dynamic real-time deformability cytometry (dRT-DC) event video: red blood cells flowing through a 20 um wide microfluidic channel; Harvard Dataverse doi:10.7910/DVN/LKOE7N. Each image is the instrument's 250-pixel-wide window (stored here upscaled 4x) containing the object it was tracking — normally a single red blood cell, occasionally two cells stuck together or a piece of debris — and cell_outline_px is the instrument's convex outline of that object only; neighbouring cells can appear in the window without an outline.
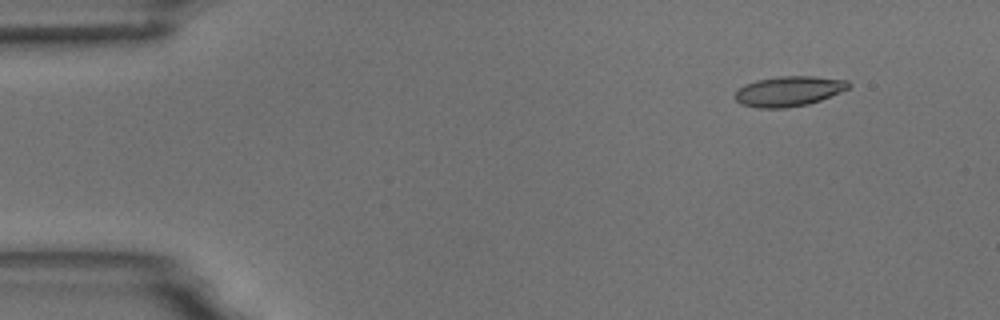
{"species": "common noctule bat (a hibernating species)", "species_latin": "Nyctalus noctula", "temperature_condition": "room temperature", "stored_images_in_passage": 4, "camera_frame_rate_fps": 3000, "um_per_image_px": 0.085, "animal": {"sex": "male", "body_mass_g": 18.8}, "frame": {"image": 1, "passage_image": 1, "time_ms": 0.0, "image_size_px": [1000, 320], "cell_outline_px": [[852, 84], [848, 88], [840, 92], [820, 100], [808, 104], [784, 108], [756, 108], [740, 104], [736, 100], [736, 92], [744, 84], [756, 80], [780, 76], [816, 76], [848, 80]], "centroid_in_image_um": [67.05, 7.75], "position_along_channel_um": 17.9, "area_um2": 19.94}}
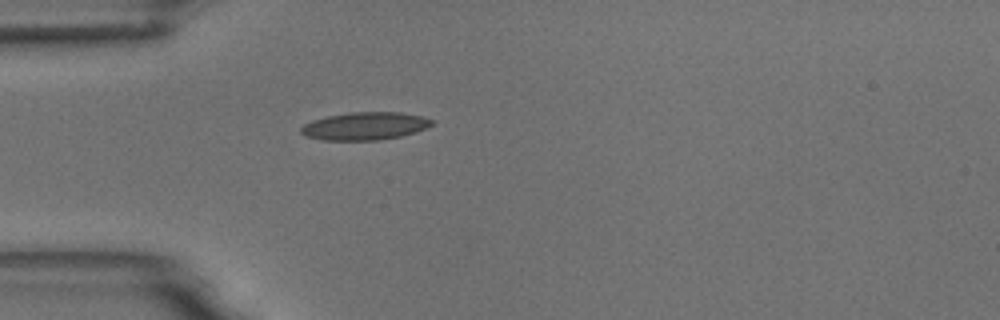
{"frame": {"image": 2, "passage_image": 4, "time_ms": 3.333, "image_size_px": [1000, 320], "cell_outline_px": [[432, 124], [416, 132], [400, 136], [380, 140], [324, 140], [304, 136], [300, 132], [300, 128], [304, 124], [312, 120], [328, 116], [352, 112], [400, 112], [424, 116], [432, 120]], "centroid_in_image_um": [30.99, 10.71], "position_along_channel_um": 54.0, "area_um2": 21.15}}